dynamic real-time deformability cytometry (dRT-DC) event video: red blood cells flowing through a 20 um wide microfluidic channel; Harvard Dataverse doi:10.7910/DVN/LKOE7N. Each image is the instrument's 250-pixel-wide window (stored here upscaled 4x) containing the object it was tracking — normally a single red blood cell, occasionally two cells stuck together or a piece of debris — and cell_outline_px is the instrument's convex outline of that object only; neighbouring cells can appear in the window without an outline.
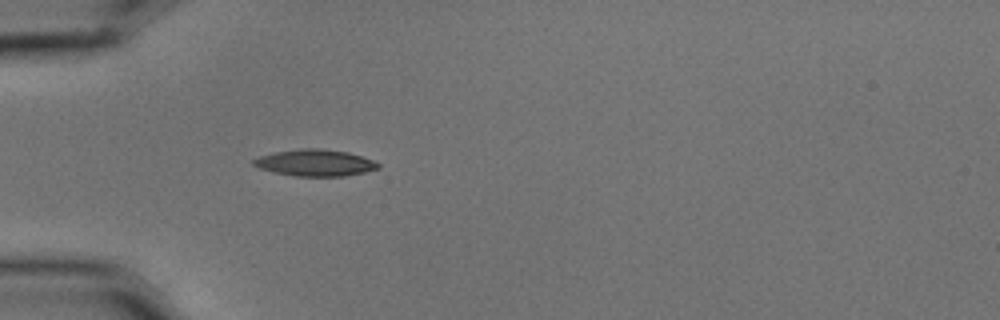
{"species": "common noctule bat (a hibernating species)", "species_latin": "Nyctalus noctula", "temperature_condition": "cold", "stored_images_in_passage": 4, "camera_frame_rate_fps": 3000, "um_per_image_px": 0.085, "animal": {"sex": "male", "body_mass_g": 15.6}, "frame": {"image": 1, "passage_image": 4, "time_ms": 1.0, "image_size_px": [1000, 320], "cell_outline_px": [[380, 168], [364, 172], [344, 176], [296, 176], [276, 172], [260, 168], [252, 164], [252, 160], [260, 156], [276, 152], [300, 148], [316, 148], [348, 152], [372, 160], [380, 164]], "centroid_in_image_um": [26.79, 13.83], "position_along_channel_um": 58.2, "area_um2": 19.07}}